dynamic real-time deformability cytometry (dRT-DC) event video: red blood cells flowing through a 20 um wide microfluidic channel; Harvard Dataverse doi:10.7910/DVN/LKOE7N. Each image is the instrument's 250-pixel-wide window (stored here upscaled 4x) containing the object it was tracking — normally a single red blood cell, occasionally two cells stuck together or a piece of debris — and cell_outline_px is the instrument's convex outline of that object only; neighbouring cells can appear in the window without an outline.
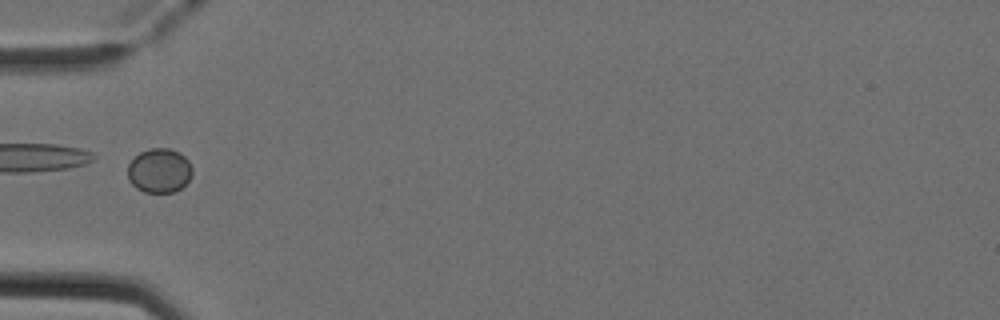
{"species": "Egyptian fruit bat (a non-hibernating species)", "species_latin": "Rousettus aegyptiacus", "temperature_condition": "cold", "stored_images_in_passage": 6, "camera_frame_rate_fps": 3000, "um_per_image_px": 0.085, "animal": {"sex": "female"}, "frame": {"image": 1, "passage_image": 5, "time_ms": 1.333, "image_size_px": [1000, 320], "cell_outline_px": [[192, 176], [180, 188], [172, 192], [144, 192], [136, 188], [128, 180], [128, 164], [140, 152], [152, 148], [168, 148], [180, 152], [188, 160], [192, 168]], "centroid_in_image_um": [13.54, 14.49], "position_along_channel_um": 71.5, "area_um2": 16.65}}
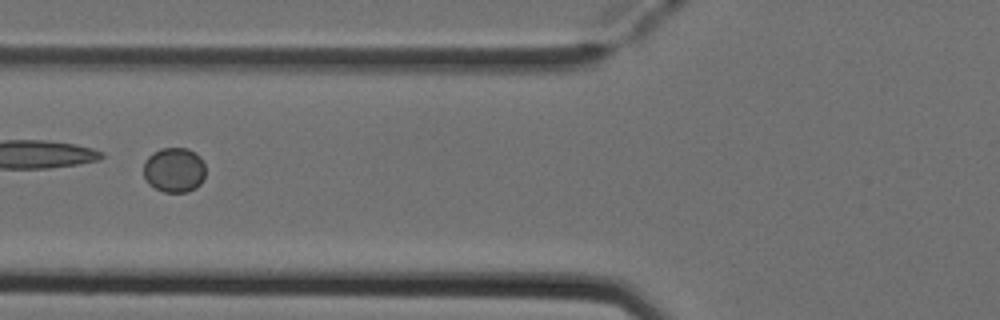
{"frame": {"image": 2, "passage_image": 6, "time_ms": 1.667, "image_size_px": [1000, 320], "cell_outline_px": [[204, 180], [196, 188], [188, 192], [164, 192], [148, 184], [144, 176], [144, 160], [152, 152], [160, 148], [188, 148], [196, 152], [200, 156], [204, 164]], "centroid_in_image_um": [14.81, 14.43], "position_along_channel_um": 111.0, "area_um2": 16.47}}